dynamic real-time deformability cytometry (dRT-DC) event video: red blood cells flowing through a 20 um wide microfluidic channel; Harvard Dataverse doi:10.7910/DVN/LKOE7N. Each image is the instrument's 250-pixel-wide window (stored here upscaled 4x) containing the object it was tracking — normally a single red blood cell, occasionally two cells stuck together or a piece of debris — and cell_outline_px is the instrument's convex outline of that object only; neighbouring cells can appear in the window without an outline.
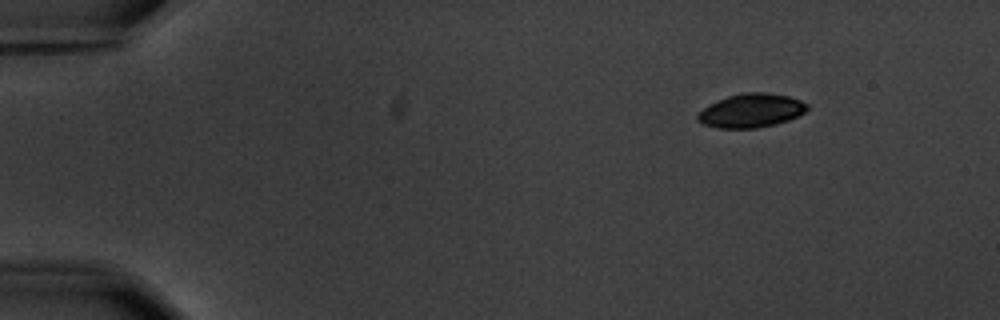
{"species": "common noctule bat (a hibernating species)", "species_latin": "Nyctalus noctula", "temperature_condition": "warm", "stored_images_in_passage": 2, "camera_frame_rate_fps": 3000, "um_per_image_px": 0.085, "animal": {"sex": "male", "body_mass_g": 20.1, "forearm_length_mm": 53.5}, "frame": {"image": 1, "passage_image": 1, "time_ms": 0.0, "image_size_px": [1000, 320], "cell_outline_px": [[808, 108], [804, 112], [788, 120], [776, 124], [756, 128], [716, 128], [704, 124], [696, 120], [696, 116], [708, 104], [728, 96], [744, 92], [768, 92], [788, 96], [800, 100], [808, 104]], "centroid_in_image_um": [63.83, 9.4], "position_along_channel_um": 21.2, "area_um2": 21.56}}